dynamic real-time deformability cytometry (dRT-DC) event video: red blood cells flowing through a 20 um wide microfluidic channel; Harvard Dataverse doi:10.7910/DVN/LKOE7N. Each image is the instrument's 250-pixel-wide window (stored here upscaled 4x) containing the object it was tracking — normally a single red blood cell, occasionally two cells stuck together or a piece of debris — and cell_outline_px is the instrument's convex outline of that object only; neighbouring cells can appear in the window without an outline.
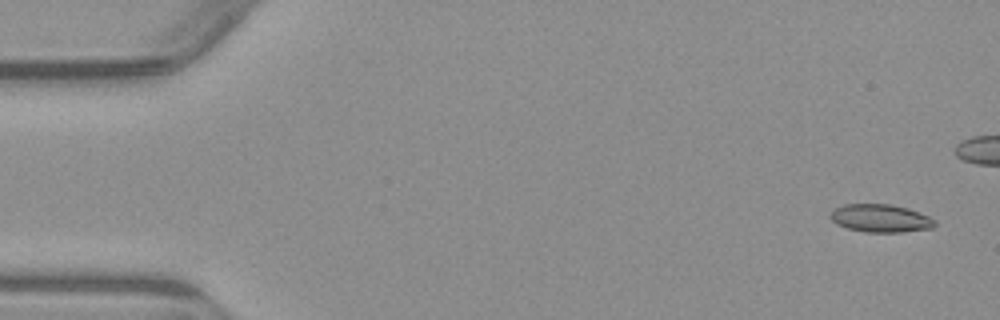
{"species": "common noctule bat (a hibernating species)", "species_latin": "Nyctalus noctula", "temperature_condition": "warm", "stored_images_in_passage": 7, "camera_frame_rate_fps": 3000, "um_per_image_px": 0.085, "animal": {"sex": "male", "body_mass_g": 23.1, "forearm_length_mm": 52.7}, "frame": {"image": 1, "passage_image": 1, "time_ms": 0.0, "image_size_px": [1000, 320], "cell_outline_px": [[936, 224], [932, 228], [900, 232], [864, 232], [848, 228], [836, 224], [828, 216], [836, 208], [844, 204], [888, 204], [908, 208], [928, 216], [936, 220]], "centroid_in_image_um": [74.84, 18.55], "position_along_channel_um": 10.2, "area_um2": 16.94}}
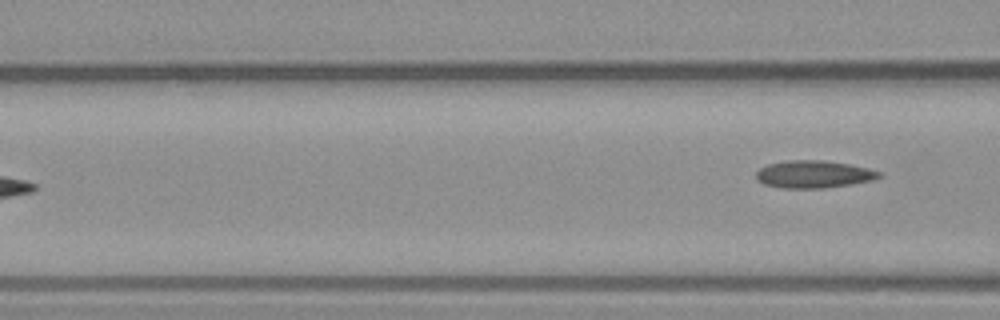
{"frame": {"image": 2, "passage_image": 7, "time_ms": 7.333, "image_size_px": [1000, 320], "cell_outline_px": [[880, 176], [872, 180], [852, 184], [824, 188], [784, 188], [764, 184], [756, 180], [756, 172], [760, 168], [768, 164], [788, 160], [824, 160], [848, 164], [868, 168], [880, 172]], "centroid_in_image_um": [69.13, 14.81], "position_along_channel_um": 97.5, "area_um2": 19.59}}